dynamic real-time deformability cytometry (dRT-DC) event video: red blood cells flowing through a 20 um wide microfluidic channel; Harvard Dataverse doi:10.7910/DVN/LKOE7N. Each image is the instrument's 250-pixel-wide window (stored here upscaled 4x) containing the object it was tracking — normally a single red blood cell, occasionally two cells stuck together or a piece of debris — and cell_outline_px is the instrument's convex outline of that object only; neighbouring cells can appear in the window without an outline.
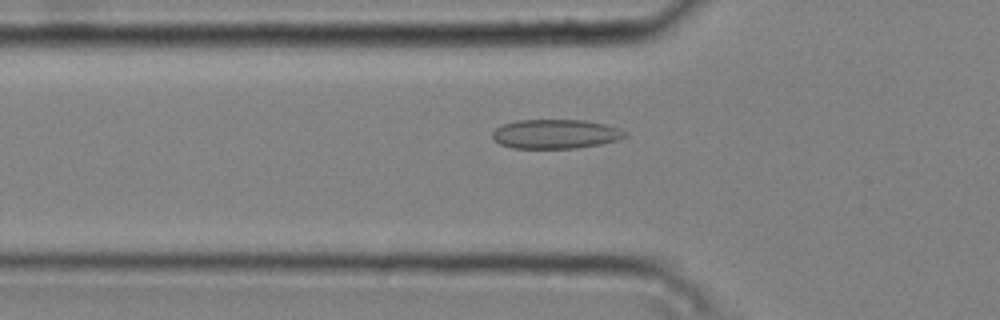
{"species": "common noctule bat (a hibernating species)", "species_latin": "Nyctalus noctula", "temperature_condition": "cold", "stored_images_in_passage": 46, "camera_frame_rate_fps": 3000, "um_per_image_px": 0.085, "animal": {"sex": "male", "body_mass_g": 20.4}, "frame": {"image": 1, "passage_image": 17, "time_ms": 5.333, "image_size_px": [1000, 320], "cell_outline_px": [[628, 136], [616, 140], [600, 144], [576, 148], [512, 148], [500, 144], [492, 136], [492, 132], [496, 128], [504, 124], [516, 120], [584, 120], [604, 124], [620, 128], [628, 132]], "centroid_in_image_um": [47.24, 11.38], "position_along_channel_um": 78.6, "area_um2": 22.6}}
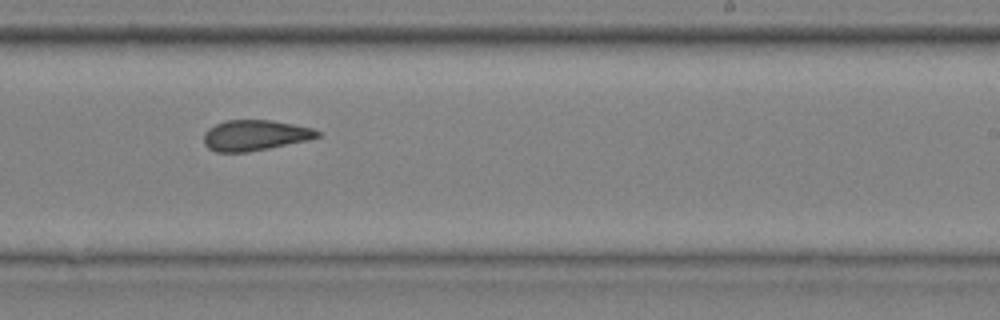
{"frame": {"image": 2, "passage_image": 32, "time_ms": 10.333, "image_size_px": [1000, 320], "cell_outline_px": [[320, 136], [308, 140], [248, 152], [216, 152], [208, 148], [204, 144], [204, 132], [208, 128], [216, 124], [228, 120], [272, 120], [312, 128], [320, 132]], "centroid_in_image_um": [21.65, 11.5], "position_along_channel_um": 267.4, "area_um2": 20.17}}
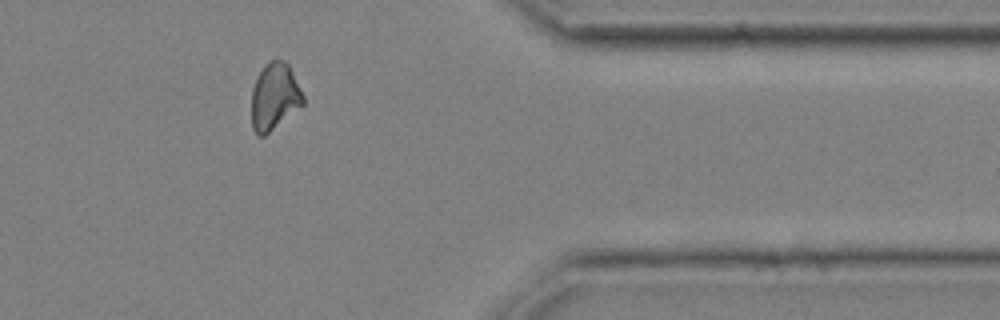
{"frame": {"image": 3, "passage_image": 43, "time_ms": 14.0, "image_size_px": [1000, 320], "cell_outline_px": [[304, 104], [264, 136], [260, 136], [252, 128], [252, 88], [264, 64], [268, 60], [284, 60], [288, 64], [304, 96]], "centroid_in_image_um": [23.33, 8.2], "position_along_channel_um": 388.1, "area_um2": 19.88}, "authors_computed_cell_mechanics": {"area_um2": 20.7791, "velocity_mm_per_s": 3.773, "shape_relaxation_time_tau1_ms": 9.4707, "shape_relaxation_time_tau2_ms": 2.9902, "deformation_change_tau1": 0.1375, "deformation_change_tau2": 0.0877}}